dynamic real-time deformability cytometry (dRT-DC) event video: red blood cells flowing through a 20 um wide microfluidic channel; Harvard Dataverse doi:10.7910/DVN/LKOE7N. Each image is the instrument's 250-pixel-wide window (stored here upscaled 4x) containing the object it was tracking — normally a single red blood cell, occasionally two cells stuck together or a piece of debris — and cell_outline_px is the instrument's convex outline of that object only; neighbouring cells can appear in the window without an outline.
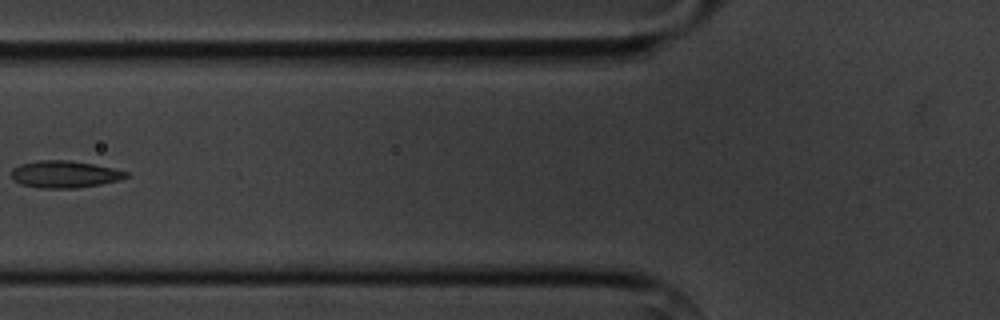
{"species": "common noctule bat (a hibernating species)", "species_latin": "Nyctalus noctula", "temperature_condition": "cold", "stored_images_in_passage": 4, "camera_frame_rate_fps": 3000, "um_per_image_px": 0.085, "animal": {"sex": "male", "body_mass_g": 20.1, "forearm_length_mm": 53.5}, "frame": {"image": 1, "passage_image": 3, "time_ms": 3.333, "image_size_px": [1000, 320], "cell_outline_px": [[128, 176], [120, 180], [100, 184], [76, 188], [40, 188], [20, 184], [12, 180], [12, 168], [20, 164], [40, 160], [68, 160], [92, 164], [112, 168], [128, 172]], "centroid_in_image_um": [5.46, 14.81], "position_along_channel_um": 120.3, "area_um2": 18.03}}
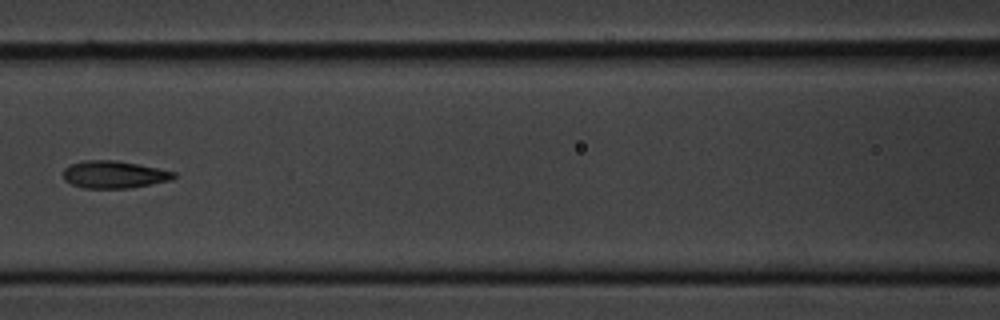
{"frame": {"image": 2, "passage_image": 4, "time_ms": 4.333, "image_size_px": [1000, 320], "cell_outline_px": [[176, 176], [172, 180], [128, 188], [84, 188], [72, 184], [64, 180], [64, 168], [72, 164], [84, 160], [116, 160], [140, 164], [176, 172]], "centroid_in_image_um": [9.71, 14.83], "position_along_channel_um": 156.9, "area_um2": 17.63}}